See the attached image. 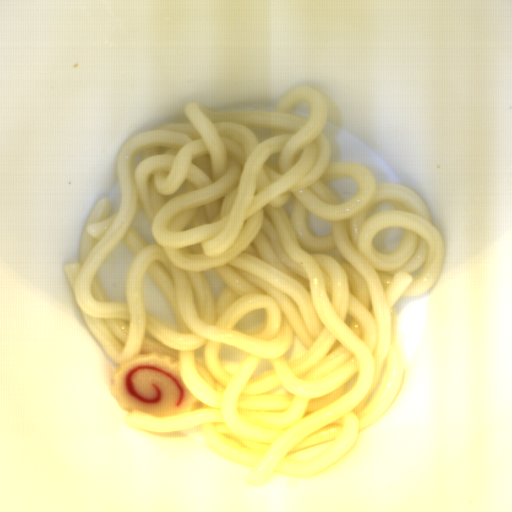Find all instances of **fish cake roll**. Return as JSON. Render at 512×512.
I'll return each mask as SVG.
<instances>
[{"label": "fish cake roll", "instance_id": "obj_1", "mask_svg": "<svg viewBox=\"0 0 512 512\" xmlns=\"http://www.w3.org/2000/svg\"><path fill=\"white\" fill-rule=\"evenodd\" d=\"M110 394L127 411L156 418L186 416L196 400L179 361L152 352L121 362L112 375Z\"/></svg>", "mask_w": 512, "mask_h": 512}]
</instances>
